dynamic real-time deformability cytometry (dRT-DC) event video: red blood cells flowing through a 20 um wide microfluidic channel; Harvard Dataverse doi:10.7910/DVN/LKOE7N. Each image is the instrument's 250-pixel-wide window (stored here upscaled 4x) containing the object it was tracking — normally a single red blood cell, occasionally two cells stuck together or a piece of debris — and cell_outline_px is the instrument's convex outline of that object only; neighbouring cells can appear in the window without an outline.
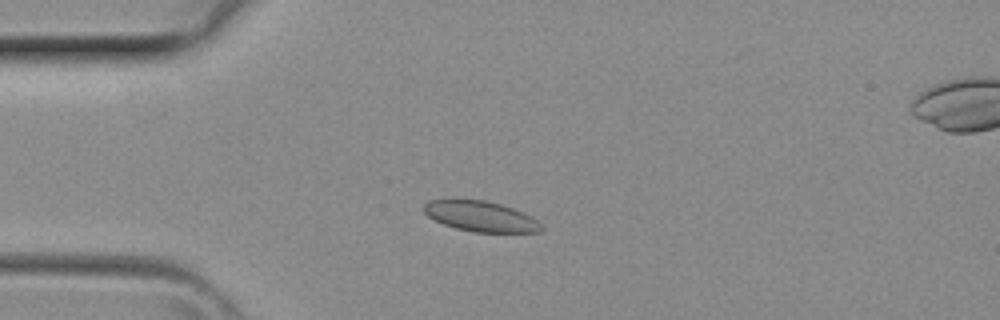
{"species": "common noctule bat (a hibernating species)", "species_latin": "Nyctalus noctula", "temperature_condition": "room temperature", "stored_images_in_passage": 4, "camera_frame_rate_fps": 3000, "um_per_image_px": 0.085, "animal": {"sex": "female", "body_mass_g": 29.2, "forearm_length_mm": 56.3}, "frame": {"image": 1, "passage_image": 3, "time_ms": 0.667, "image_size_px": [1000, 320], "cell_outline_px": [[544, 228], [540, 232], [472, 232], [456, 228], [444, 224], [428, 216], [424, 212], [424, 204], [428, 200], [452, 196], [484, 200], [500, 204], [524, 212], [532, 216]], "centroid_in_image_um": [40.8, 18.34], "position_along_channel_um": 44.2, "area_um2": 21.44}}